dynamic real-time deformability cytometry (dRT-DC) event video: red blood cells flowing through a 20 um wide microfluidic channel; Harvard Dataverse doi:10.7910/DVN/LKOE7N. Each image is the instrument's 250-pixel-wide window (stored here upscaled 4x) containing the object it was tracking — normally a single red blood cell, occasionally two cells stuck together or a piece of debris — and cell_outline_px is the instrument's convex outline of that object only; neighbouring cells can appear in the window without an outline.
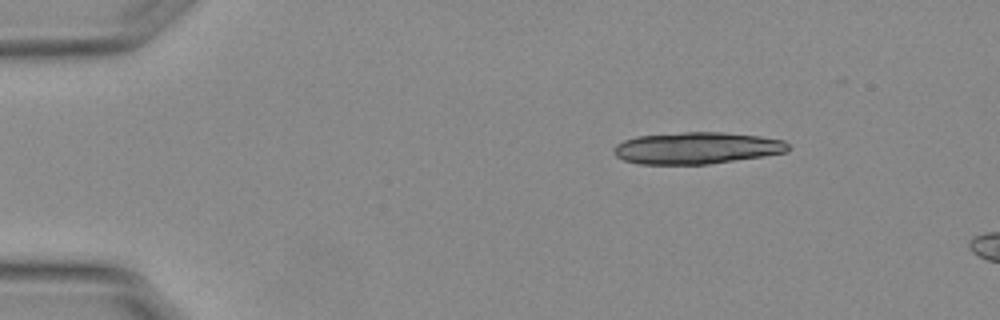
{"species": "Egyptian fruit bat (a non-hibernating species)", "species_latin": "Rousettus aegyptiacus", "temperature_condition": "warm", "stored_images_in_passage": 6, "camera_frame_rate_fps": 3000, "um_per_image_px": 0.085, "animal": {"sex": "female"}, "frame": {"image": 1, "passage_image": 1, "time_ms": 0.0, "image_size_px": [1000, 320], "cell_outline_px": [[788, 152], [764, 156], [708, 164], [640, 164], [624, 160], [616, 156], [612, 152], [612, 148], [616, 144], [624, 140], [636, 136], [684, 132], [724, 132], [760, 136], [784, 140], [788, 144]], "centroid_in_image_um": [59.21, 12.58], "position_along_channel_um": 25.8, "area_um2": 32.43}}